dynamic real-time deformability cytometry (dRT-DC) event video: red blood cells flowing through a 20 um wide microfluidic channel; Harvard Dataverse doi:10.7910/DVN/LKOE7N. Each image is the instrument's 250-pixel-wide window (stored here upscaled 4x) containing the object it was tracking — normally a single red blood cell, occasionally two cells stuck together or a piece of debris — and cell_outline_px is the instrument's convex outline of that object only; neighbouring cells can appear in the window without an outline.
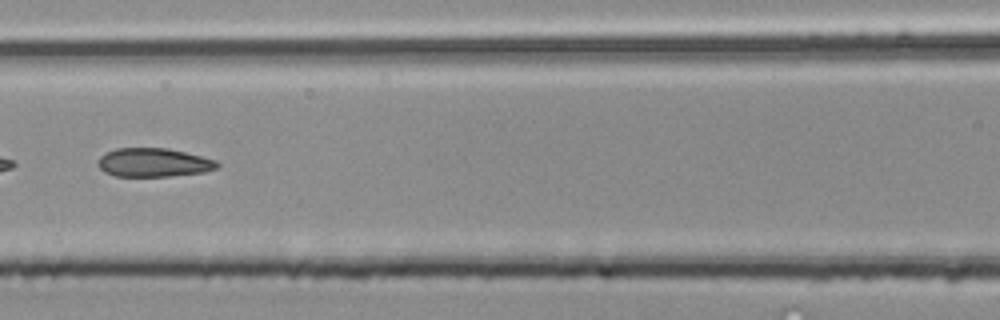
{"species": "common noctule bat (a hibernating species)", "species_latin": "Nyctalus noctula", "temperature_condition": "room temperature", "stored_images_in_passage": 25, "camera_frame_rate_fps": 3000, "um_per_image_px": 0.085, "animal": {"sex": "male", "body_mass_g": 20.4}, "frame": {"image": 1, "passage_image": 15, "time_ms": 4.667, "image_size_px": [1000, 320], "cell_outline_px": [[220, 164], [216, 168], [204, 172], [168, 176], [116, 176], [104, 172], [96, 164], [96, 160], [104, 152], [116, 148], [168, 148], [216, 160]], "centroid_in_image_um": [12.99, 13.81], "position_along_channel_um": 153.6, "area_um2": 20.0}}